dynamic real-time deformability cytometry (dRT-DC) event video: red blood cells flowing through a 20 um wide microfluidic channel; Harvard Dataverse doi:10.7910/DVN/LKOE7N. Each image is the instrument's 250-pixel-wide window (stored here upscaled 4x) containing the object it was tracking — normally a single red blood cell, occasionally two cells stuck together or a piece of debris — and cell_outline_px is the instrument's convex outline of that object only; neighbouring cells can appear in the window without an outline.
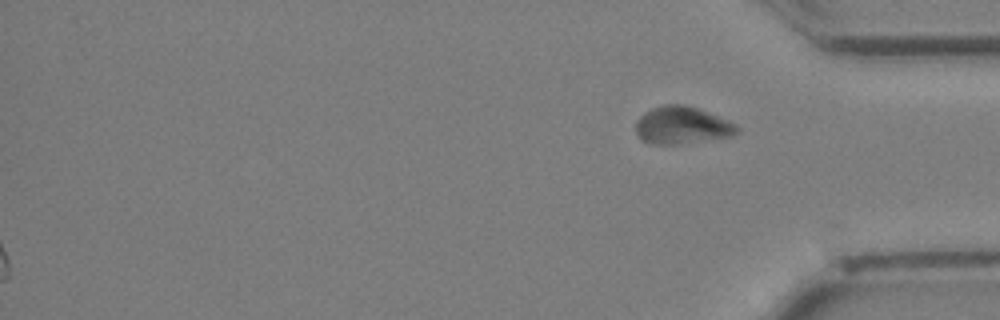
{"species": "Egyptian fruit bat (a non-hibernating species)", "species_latin": "Rousettus aegyptiacus", "temperature_condition": "cold", "stored_images_in_passage": 36, "segment_of_instrument_passage": [2, 2], "camera_frame_rate_fps": 3000, "um_per_image_px": 0.085, "animal": {"sex": "female"}, "frame": {"image": 1, "passage_image": 36, "time_ms": 11.667, "image_size_px": [1000, 320], "cell_outline_px": [[740, 132], [728, 136], [672, 144], [652, 144], [640, 140], [636, 132], [636, 120], [644, 112], [652, 108], [664, 104], [684, 104], [696, 108], [728, 120], [736, 124], [740, 128]], "centroid_in_image_um": [57.92, 10.64], "position_along_channel_um": 377.3, "area_um2": 21.79}}